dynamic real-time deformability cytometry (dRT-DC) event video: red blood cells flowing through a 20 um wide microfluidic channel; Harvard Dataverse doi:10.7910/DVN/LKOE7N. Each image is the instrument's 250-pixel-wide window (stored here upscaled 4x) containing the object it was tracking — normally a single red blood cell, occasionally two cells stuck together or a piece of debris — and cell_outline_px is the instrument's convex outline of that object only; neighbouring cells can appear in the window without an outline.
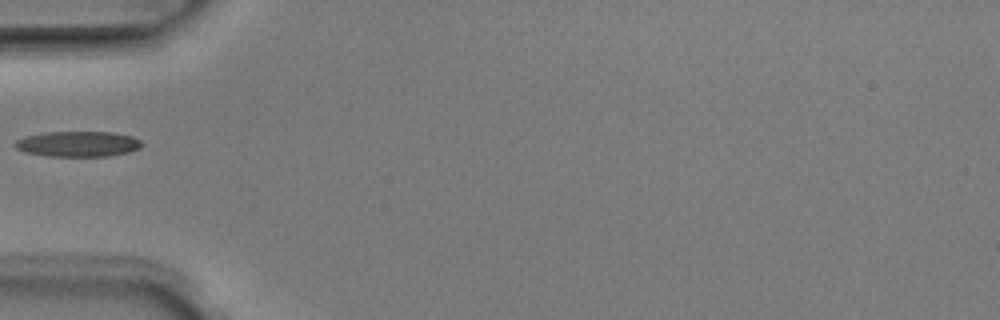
{"species": "Egyptian fruit bat (a non-hibernating species)", "species_latin": "Rousettus aegyptiacus", "temperature_condition": "room temperature", "stored_images_in_passage": 6, "camera_frame_rate_fps": 3000, "um_per_image_px": 0.085, "animal": {"sex": "male"}, "frame": {"image": 1, "passage_image": 5, "time_ms": 1.333, "image_size_px": [1000, 320], "cell_outline_px": [[144, 144], [140, 148], [128, 152], [108, 156], [48, 156], [24, 152], [16, 148], [12, 144], [16, 140], [24, 136], [44, 132], [112, 132], [132, 136], [140, 140]], "centroid_in_image_um": [6.6, 12.23], "position_along_channel_um": 78.4, "area_um2": 18.96}}
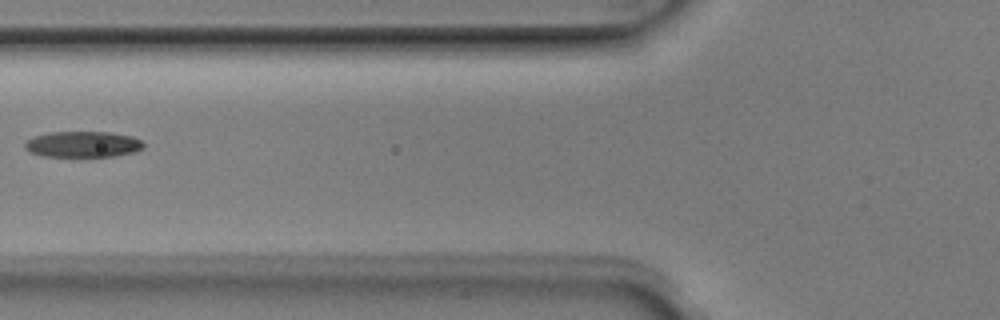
{"frame": {"image": 2, "passage_image": 6, "time_ms": 1.667, "image_size_px": [1000, 320], "cell_outline_px": [[144, 148], [132, 152], [112, 156], [40, 156], [28, 152], [24, 148], [24, 144], [28, 140], [36, 136], [48, 132], [108, 132], [132, 136], [140, 140], [144, 144]], "centroid_in_image_um": [7.01, 12.26], "position_along_channel_um": 118.8, "area_um2": 17.86}}